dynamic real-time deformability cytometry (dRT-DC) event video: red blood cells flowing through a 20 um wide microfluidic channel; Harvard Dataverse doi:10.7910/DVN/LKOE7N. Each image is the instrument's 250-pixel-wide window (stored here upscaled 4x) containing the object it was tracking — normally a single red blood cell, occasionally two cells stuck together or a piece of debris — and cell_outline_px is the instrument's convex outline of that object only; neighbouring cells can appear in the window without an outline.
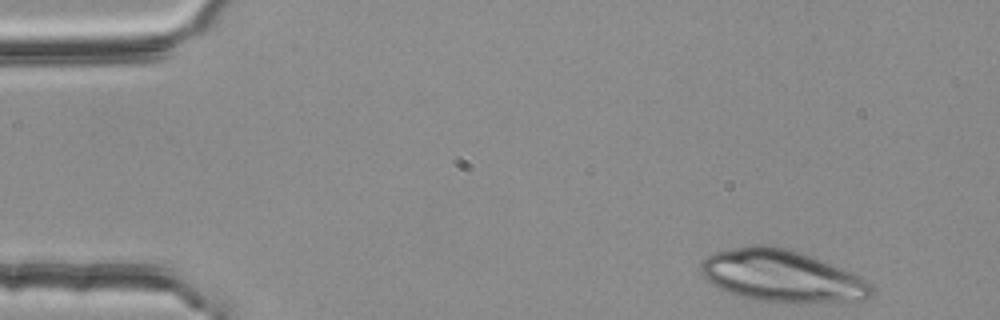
{"species": "common noctule bat (a hibernating species)", "species_latin": "Nyctalus noctula", "temperature_condition": "room temperature", "stored_images_in_passage": 44, "camera_frame_rate_fps": 3000, "um_per_image_px": 0.085, "animal": {"sex": "female", "body_mass_g": 25.1}, "frame": {"image": 1, "passage_image": 1, "time_ms": 0.0, "image_size_px": [1000, 320], "cell_outline_px": [[872, 296], [864, 300], [800, 304], [760, 300], [736, 296], [704, 280], [700, 272], [700, 264], [712, 252], [732, 248], [756, 244], [764, 244], [784, 248], [800, 252], [824, 260], [860, 276], [872, 284]], "centroid_in_image_um": [66.47, 23.47], "position_along_channel_um": 18.5, "area_um2": 52.31}}
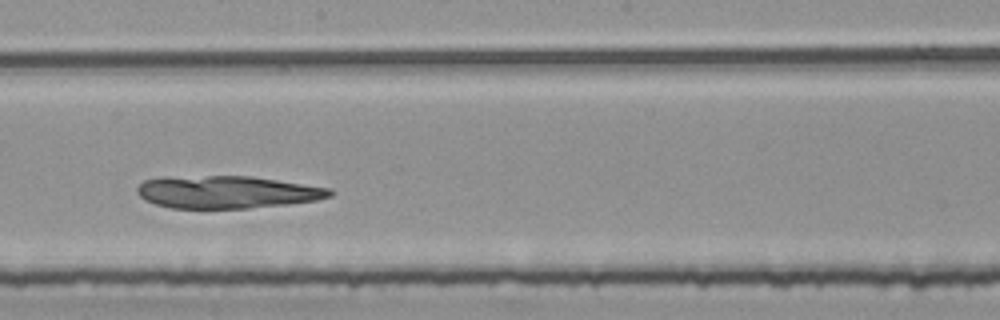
{"frame": {"image": 2, "passage_image": 26, "time_ms": 8.333, "image_size_px": [1000, 320], "cell_outline_px": [[332, 196], [316, 200], [288, 204], [248, 208], [172, 208], [156, 204], [144, 200], [136, 192], [136, 188], [144, 180], [160, 176], [252, 176], [332, 188]], "centroid_in_image_um": [19.27, 16.31], "position_along_channel_um": 228.9, "area_um2": 36.76}}
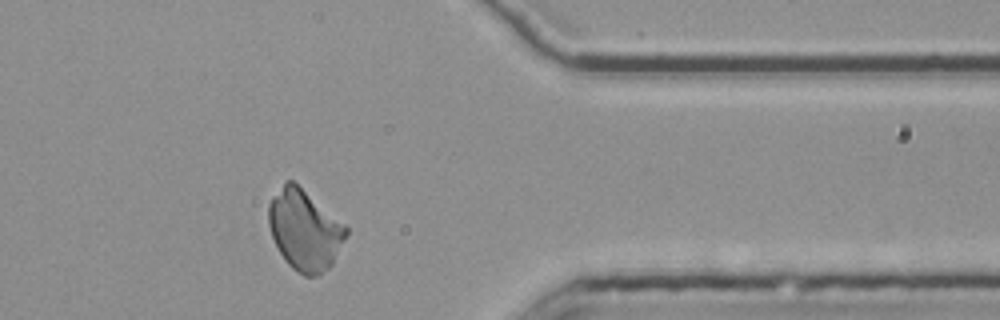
{"frame": {"image": 3, "passage_image": 40, "time_ms": 13.0, "image_size_px": [1000, 320], "cell_outline_px": [[348, 232], [332, 264], [320, 276], [304, 276], [292, 268], [288, 264], [280, 252], [272, 236], [268, 224], [268, 204], [272, 196], [284, 180], [292, 180], [344, 224], [348, 228]], "centroid_in_image_um": [25.86, 19.55], "position_along_channel_um": 385.5, "area_um2": 36.01}}